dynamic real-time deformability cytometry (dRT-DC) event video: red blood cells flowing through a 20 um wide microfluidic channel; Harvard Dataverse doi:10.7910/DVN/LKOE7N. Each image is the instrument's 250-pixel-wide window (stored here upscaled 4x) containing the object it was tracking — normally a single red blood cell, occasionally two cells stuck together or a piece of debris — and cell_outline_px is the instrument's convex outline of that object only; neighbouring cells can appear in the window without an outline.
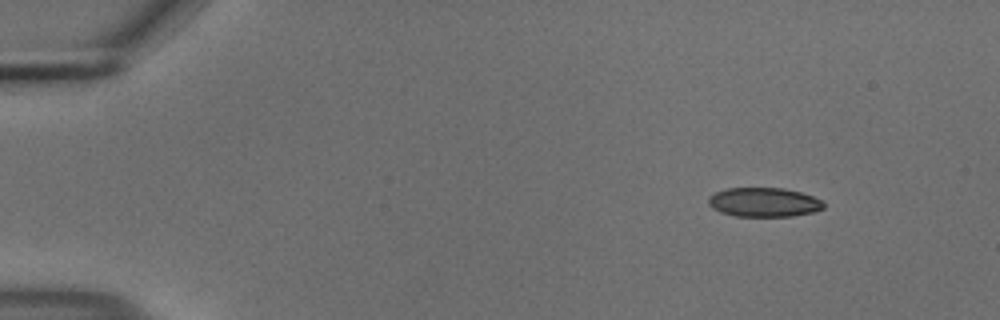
{"species": "common noctule bat (a hibernating species)", "species_latin": "Nyctalus noctula", "temperature_condition": "cold", "stored_images_in_passage": 49, "camera_frame_rate_fps": 3000, "um_per_image_px": 0.085, "animal": {"sex": "male", "body_mass_g": 18.8}, "frame": {"image": 1, "passage_image": 1, "time_ms": 0.0, "image_size_px": [1000, 320], "cell_outline_px": [[824, 208], [812, 212], [792, 216], [736, 216], [720, 212], [712, 208], [708, 204], [708, 196], [716, 192], [728, 188], [784, 188], [800, 192], [824, 200]], "centroid_in_image_um": [64.93, 17.19], "position_along_channel_um": 20.1, "area_um2": 19.65}}
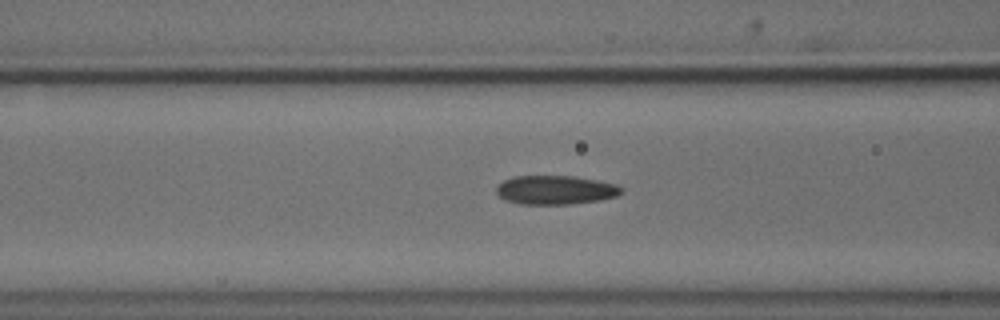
{"frame": {"image": 2, "passage_image": 17, "time_ms": 5.333, "image_size_px": [1000, 320], "cell_outline_px": [[624, 192], [616, 196], [600, 200], [572, 204], [520, 204], [504, 200], [496, 192], [496, 188], [504, 180], [512, 176], [576, 176], [600, 180], [620, 184], [624, 188]], "centroid_in_image_um": [47.28, 16.14], "position_along_channel_um": 119.3, "area_um2": 21.44}}
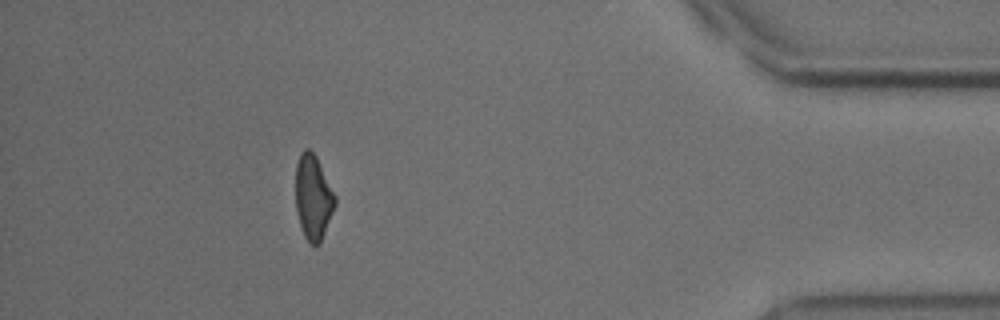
{"frame": {"image": 3, "passage_image": 44, "time_ms": 14.333, "image_size_px": [1000, 320], "cell_outline_px": [[336, 204], [320, 244], [316, 248], [304, 236], [300, 224], [296, 208], [296, 164], [300, 152], [304, 148], [308, 148], [316, 156], [336, 196]], "centroid_in_image_um": [26.62, 16.77], "position_along_channel_um": 408.6, "area_um2": 19.48}, "authors_computed_cell_mechanics": {"area_um2": 20.7502, "velocity_mm_per_s": 3.7181, "shape_relaxation_time_tau1_ms": null, "shape_relaxation_time_tau2_ms": 4.4817, "deformation_change_tau1": null, "deformation_change_tau2": 0.1044}}